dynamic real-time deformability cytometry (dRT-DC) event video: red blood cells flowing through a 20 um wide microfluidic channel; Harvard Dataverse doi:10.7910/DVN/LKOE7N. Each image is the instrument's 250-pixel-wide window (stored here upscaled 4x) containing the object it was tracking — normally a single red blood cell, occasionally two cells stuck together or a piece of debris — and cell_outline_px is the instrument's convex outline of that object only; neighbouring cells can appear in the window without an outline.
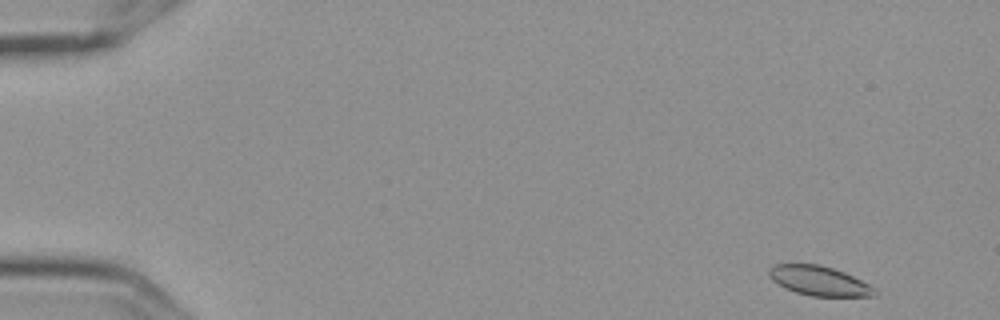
{"species": "Egyptian fruit bat (a non-hibernating species)", "species_latin": "Rousettus aegyptiacus", "temperature_condition": "cold", "stored_images_in_passage": 5, "camera_frame_rate_fps": 3000, "um_per_image_px": 0.085, "frame": {"image": 1, "passage_image": 1, "time_ms": 0.0, "image_size_px": [1000, 320], "cell_outline_px": [[876, 296], [812, 296], [796, 292], [784, 288], [772, 280], [768, 276], [768, 272], [776, 264], [820, 264], [844, 272], [876, 288]], "centroid_in_image_um": [69.62, 23.87], "position_along_channel_um": 15.4, "area_um2": 18.03}}
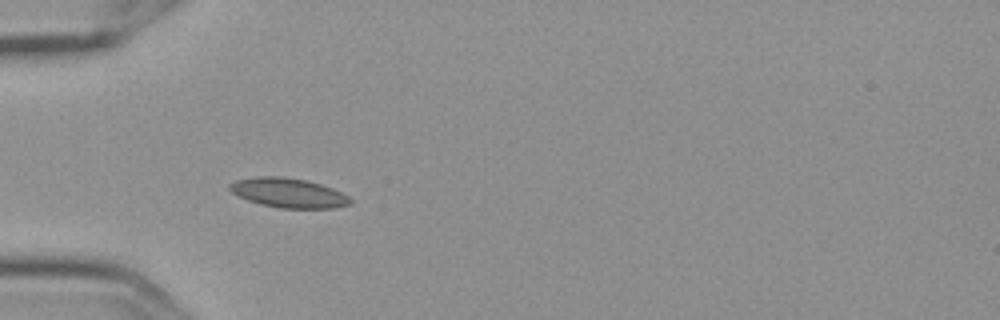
{"frame": {"image": 2, "passage_image": 5, "time_ms": 1.333, "image_size_px": [1000, 320], "cell_outline_px": [[352, 204], [336, 208], [280, 208], [260, 204], [248, 200], [232, 192], [228, 188], [228, 184], [236, 180], [260, 176], [280, 176], [304, 180], [320, 184], [332, 188], [348, 196], [352, 200]], "centroid_in_image_um": [24.52, 16.4], "position_along_channel_um": 60.5, "area_um2": 20.63}}